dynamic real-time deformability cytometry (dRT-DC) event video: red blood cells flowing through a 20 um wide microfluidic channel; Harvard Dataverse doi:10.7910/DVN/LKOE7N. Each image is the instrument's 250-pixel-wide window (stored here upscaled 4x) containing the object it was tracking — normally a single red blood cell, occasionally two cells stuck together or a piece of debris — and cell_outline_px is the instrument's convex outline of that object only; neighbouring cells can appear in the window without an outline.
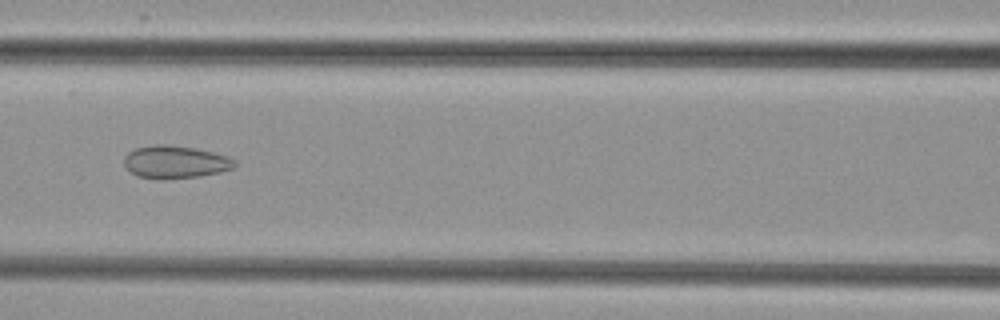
{"species": "common noctule bat (a hibernating species)", "species_latin": "Nyctalus noctula", "temperature_condition": "cold", "stored_images_in_passage": 6, "camera_frame_rate_fps": 3000, "um_per_image_px": 0.085, "animal": {"sex": "female", "body_mass_g": 29.2, "forearm_length_mm": 56.3}, "frame": {"image": 1, "passage_image": 6, "time_ms": 5.667, "image_size_px": [1000, 320], "cell_outline_px": [[236, 164], [232, 168], [220, 172], [200, 176], [164, 180], [160, 180], [136, 176], [124, 164], [124, 156], [128, 152], [136, 148], [156, 144], [164, 144], [192, 148], [212, 152], [228, 156], [236, 160]], "centroid_in_image_um": [14.88, 13.78], "position_along_channel_um": 151.7, "area_um2": 21.1}}